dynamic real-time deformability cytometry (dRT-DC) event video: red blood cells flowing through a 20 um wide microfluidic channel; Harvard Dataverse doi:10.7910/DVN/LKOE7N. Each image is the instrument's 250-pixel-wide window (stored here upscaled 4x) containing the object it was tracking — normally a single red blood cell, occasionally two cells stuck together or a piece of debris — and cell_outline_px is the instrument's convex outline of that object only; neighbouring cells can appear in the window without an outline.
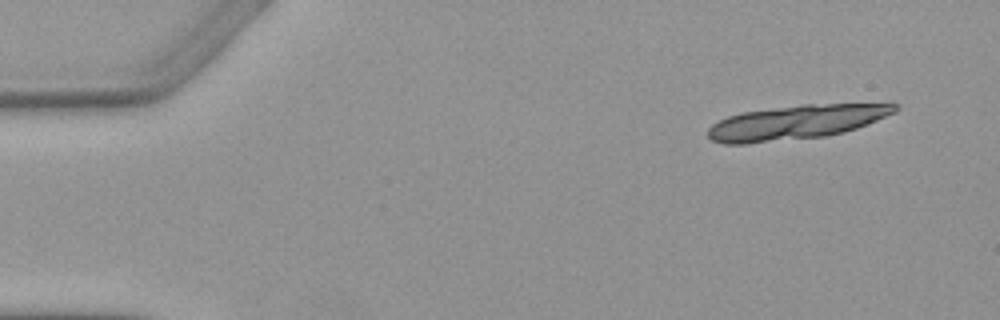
{"species": "Egyptian fruit bat (a non-hibernating species)", "species_latin": "Rousettus aegyptiacus", "temperature_condition": "warm", "stored_images_in_passage": 3, "camera_frame_rate_fps": 3000, "um_per_image_px": 0.085, "animal": {"sex": "female"}, "frame": {"image": 1, "passage_image": 1, "time_ms": 0.0, "image_size_px": [1000, 320], "cell_outline_px": [[900, 108], [896, 112], [856, 128], [844, 132], [824, 136], [748, 144], [724, 144], [712, 140], [708, 136], [708, 128], [712, 124], [728, 116], [744, 112], [800, 104], [900, 104]], "centroid_in_image_um": [67.65, 10.39], "position_along_channel_um": 17.4, "area_um2": 37.11}}